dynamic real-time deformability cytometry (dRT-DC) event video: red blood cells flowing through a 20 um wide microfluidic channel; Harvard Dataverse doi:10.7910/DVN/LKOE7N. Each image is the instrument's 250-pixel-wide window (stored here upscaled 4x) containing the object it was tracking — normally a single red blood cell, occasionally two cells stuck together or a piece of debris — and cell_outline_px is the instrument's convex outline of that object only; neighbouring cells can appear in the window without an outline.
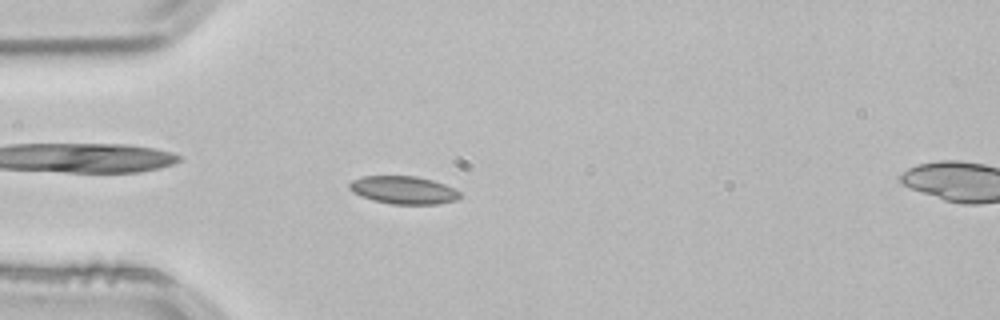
{"species": "common noctule bat (a hibernating species)", "species_latin": "Nyctalus noctula", "temperature_condition": "room temperature", "stored_images_in_passage": 52, "camera_frame_rate_fps": 3000, "um_per_image_px": 0.085, "animal": {"sex": "male", "body_mass_g": 21.5, "forearm_length_mm": 52.0}, "frame": {"image": 1, "passage_image": 14, "time_ms": 4.333, "image_size_px": [1000, 320], "cell_outline_px": [[460, 196], [456, 200], [436, 204], [392, 204], [372, 200], [348, 188], [348, 184], [352, 180], [360, 176], [416, 176], [432, 180], [444, 184], [460, 192]], "centroid_in_image_um": [34.29, 16.15], "position_along_channel_um": 50.7, "area_um2": 17.74}}
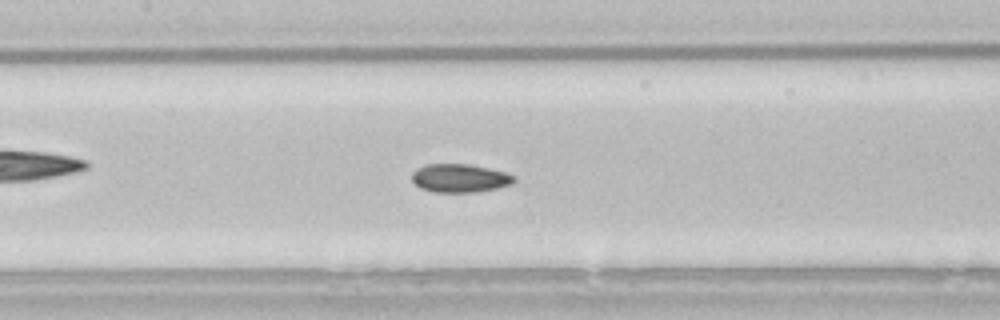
{"frame": {"image": 2, "passage_image": 24, "time_ms": 7.667, "image_size_px": [1000, 320], "cell_outline_px": [[516, 180], [512, 184], [496, 188], [476, 192], [432, 192], [420, 188], [412, 180], [412, 172], [416, 168], [424, 164], [468, 164], [488, 168], [504, 172], [516, 176]], "centroid_in_image_um": [39.07, 15.14], "position_along_channel_um": 168.3, "area_um2": 16.99}}
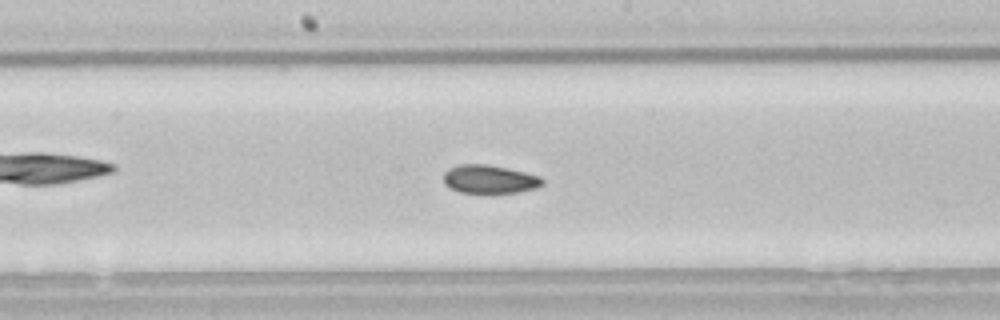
{"frame": {"image": 3, "passage_image": 27, "time_ms": 8.667, "image_size_px": [1000, 320], "cell_outline_px": [[544, 184], [536, 188], [516, 192], [492, 196], [460, 192], [444, 184], [444, 172], [448, 168], [460, 164], [488, 164], [524, 172], [540, 176], [544, 180]], "centroid_in_image_um": [41.61, 15.27], "position_along_channel_um": 206.6, "area_um2": 16.99}, "authors_computed_cell_mechanics": {"area_um2": 17.051, "velocity_mm_per_s": 3.8373, "shape_relaxation_time_tau1_ms": null, "shape_relaxation_time_tau2_ms": 7.6604, "deformation_change_tau1": null, "deformation_change_tau2": 0.1001}}